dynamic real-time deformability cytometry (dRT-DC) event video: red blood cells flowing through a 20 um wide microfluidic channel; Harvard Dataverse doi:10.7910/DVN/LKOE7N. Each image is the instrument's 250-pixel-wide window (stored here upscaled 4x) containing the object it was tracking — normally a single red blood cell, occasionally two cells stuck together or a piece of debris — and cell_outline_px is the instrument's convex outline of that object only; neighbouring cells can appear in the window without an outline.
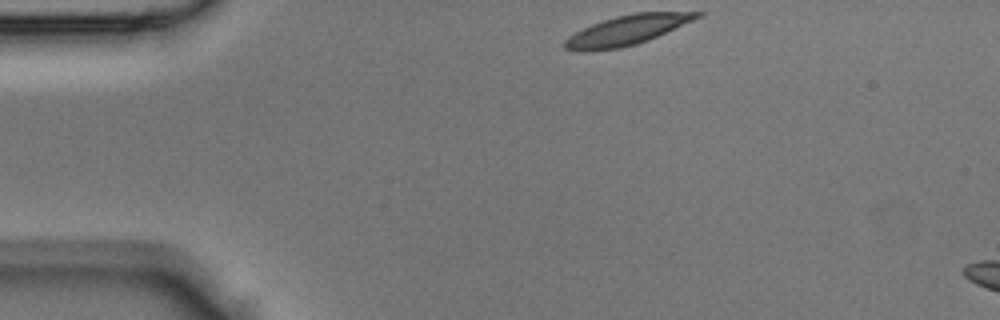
{"species": "Egyptian fruit bat (a non-hibernating species)", "species_latin": "Rousettus aegyptiacus", "temperature_condition": "room temperature", "stored_images_in_passage": 5, "camera_frame_rate_fps": 3000, "um_per_image_px": 0.085, "animal": {"sex": "male"}, "frame": {"image": 1, "passage_image": 1, "time_ms": 0.0, "image_size_px": [1000, 320], "cell_outline_px": [[704, 16], [648, 40], [636, 44], [620, 48], [588, 52], [580, 52], [564, 48], [564, 40], [568, 36], [592, 24], [616, 16], [632, 12], [704, 12]], "centroid_in_image_um": [53.3, 2.57], "position_along_channel_um": 31.7, "area_um2": 23.0}}